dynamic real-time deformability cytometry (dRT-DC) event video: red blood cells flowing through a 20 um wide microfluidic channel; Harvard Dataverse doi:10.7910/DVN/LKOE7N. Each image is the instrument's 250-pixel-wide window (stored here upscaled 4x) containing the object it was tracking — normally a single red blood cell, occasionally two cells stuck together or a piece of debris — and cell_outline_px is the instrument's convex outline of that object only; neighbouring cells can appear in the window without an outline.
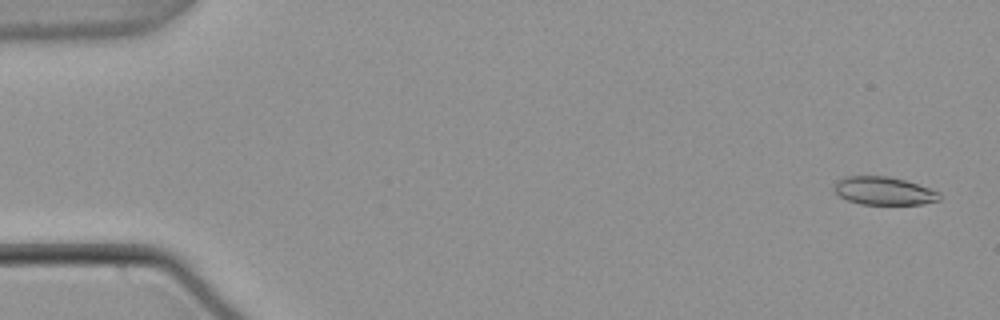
{"species": "common noctule bat (a hibernating species)", "species_latin": "Nyctalus noctula", "temperature_condition": "warm", "stored_images_in_passage": 56, "camera_frame_rate_fps": 3000, "um_per_image_px": 0.085, "animal": {"sex": "male", "body_mass_g": 21.5, "forearm_length_mm": 52.0}, "frame": {"image": 1, "passage_image": 3, "time_ms": 0.667, "image_size_px": [1000, 320], "cell_outline_px": [[940, 200], [920, 204], [860, 204], [848, 200], [840, 196], [832, 188], [836, 180], [844, 176], [888, 176], [904, 180], [940, 192]], "centroid_in_image_um": [75.08, 16.22], "position_along_channel_um": 9.9, "area_um2": 17.17}}
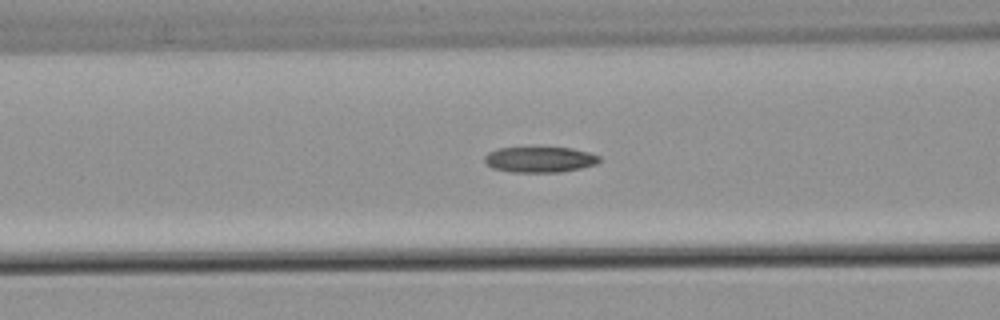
{"frame": {"image": 2, "passage_image": 23, "time_ms": 7.333, "image_size_px": [1000, 320], "cell_outline_px": [[600, 160], [596, 164], [580, 168], [560, 172], [512, 172], [492, 168], [484, 164], [484, 156], [488, 152], [500, 148], [572, 148], [588, 152], [600, 156]], "centroid_in_image_um": [45.85, 13.57], "position_along_channel_um": 120.8, "area_um2": 17.11}}
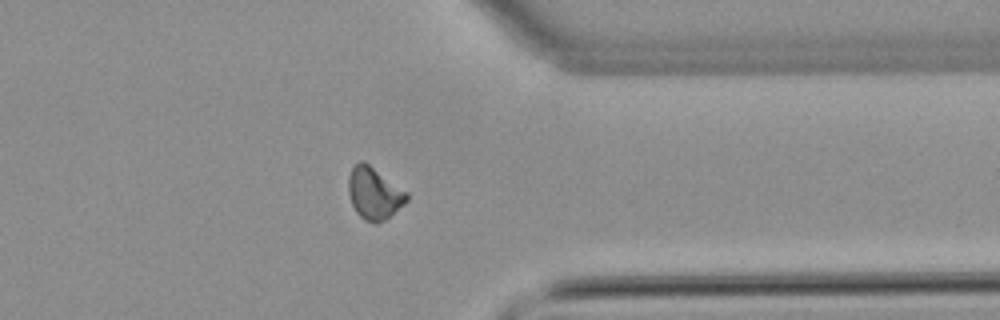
{"frame": {"image": 3, "passage_image": 44, "time_ms": 14.333, "image_size_px": [1000, 320], "cell_outline_px": [[408, 200], [404, 204], [384, 220], [376, 224], [364, 220], [356, 212], [352, 204], [348, 192], [348, 176], [352, 168], [360, 160], [364, 160], [408, 192]], "centroid_in_image_um": [31.79, 16.42], "position_along_channel_um": 379.6, "area_um2": 17.74}, "authors_computed_cell_mechanics": {"area_um2": 17.4845, "velocity_mm_per_s": 3.806, "shape_relaxation_time_tau1_ms": 8.0112, "shape_relaxation_time_tau2_ms": null, "deformation_change_tau1": 0.1797, "deformation_change_tau2": null}}